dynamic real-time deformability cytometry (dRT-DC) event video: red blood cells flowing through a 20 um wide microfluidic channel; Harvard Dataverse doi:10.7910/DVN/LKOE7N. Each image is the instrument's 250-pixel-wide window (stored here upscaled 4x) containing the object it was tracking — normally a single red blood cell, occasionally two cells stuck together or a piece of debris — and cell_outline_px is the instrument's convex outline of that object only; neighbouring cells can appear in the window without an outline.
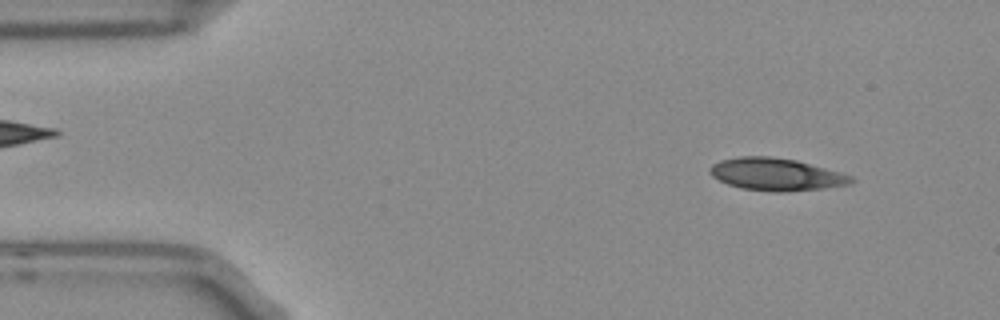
{"species": "Egyptian fruit bat (a non-hibernating species)", "species_latin": "Rousettus aegyptiacus", "temperature_condition": "room temperature", "stored_images_in_passage": 51, "camera_frame_rate_fps": 3000, "um_per_image_px": 0.085, "frame": {"image": 1, "passage_image": 4, "time_ms": 1.0, "image_size_px": [1000, 320], "cell_outline_px": [[856, 180], [848, 184], [824, 188], [784, 192], [772, 192], [744, 188], [728, 184], [712, 176], [708, 172], [708, 168], [712, 164], [720, 160], [740, 156], [772, 156], [796, 160], [840, 172], [852, 176]], "centroid_in_image_um": [65.95, 14.81], "position_along_channel_um": 19.0, "area_um2": 26.65}}
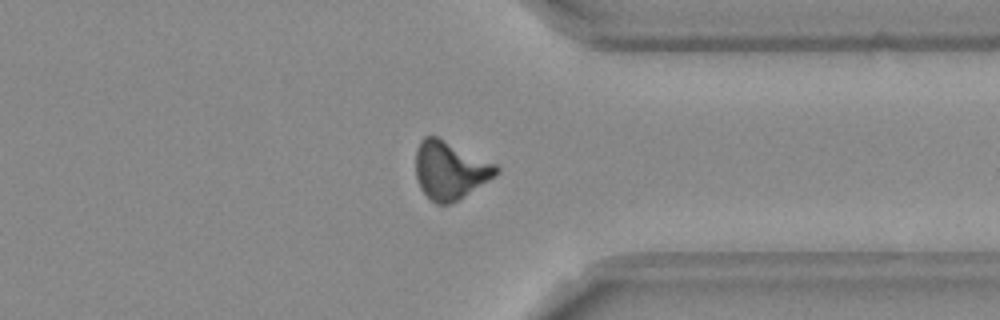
{"frame": {"image": 2, "passage_image": 39, "time_ms": 12.667, "image_size_px": [1000, 320], "cell_outline_px": [[500, 172], [496, 176], [456, 200], [448, 204], [436, 204], [420, 188], [416, 176], [416, 148], [420, 140], [424, 136], [436, 136], [496, 164], [500, 168]], "centroid_in_image_um": [38.24, 14.45], "position_along_channel_um": 373.2, "area_um2": 26.88}}
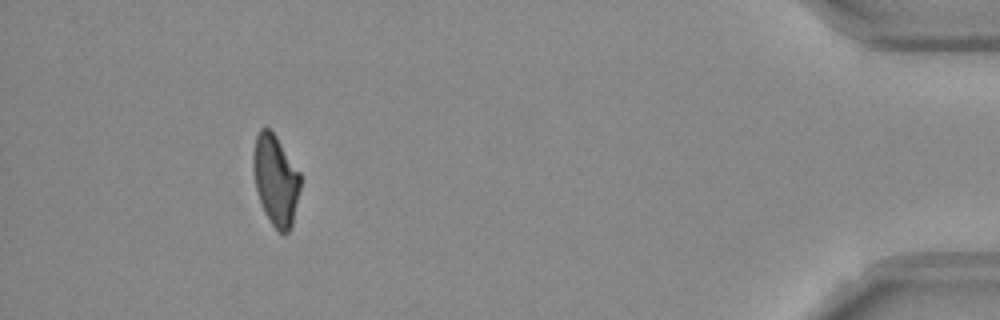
{"frame": {"image": 3, "passage_image": 47, "time_ms": 15.333, "image_size_px": [1000, 320], "cell_outline_px": [[300, 188], [292, 224], [288, 232], [280, 232], [272, 224], [264, 212], [256, 188], [252, 168], [252, 156], [256, 136], [260, 128], [268, 128], [276, 136], [300, 172]], "centroid_in_image_um": [23.42, 15.28], "position_along_channel_um": 411.8, "area_um2": 24.62}, "authors_computed_cell_mechanics": {"area_um2": 26.4146, "velocity_mm_per_s": 3.7659, "shape_relaxation_time_tau1_ms": null, "shape_relaxation_time_tau2_ms": 1.8964, "deformation_change_tau1": null, "deformation_change_tau2": 0.0916}}